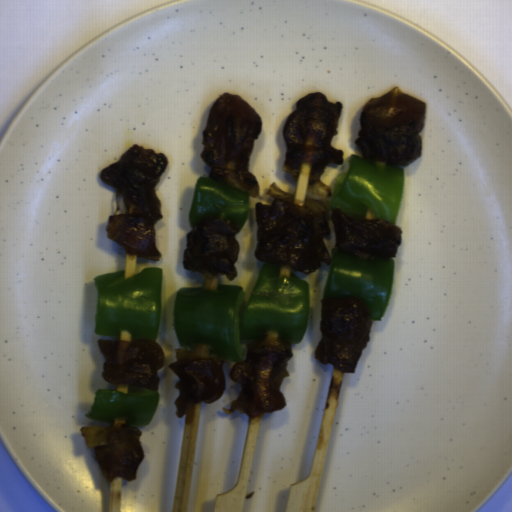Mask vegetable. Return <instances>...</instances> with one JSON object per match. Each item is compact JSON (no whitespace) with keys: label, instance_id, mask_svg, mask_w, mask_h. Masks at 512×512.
Segmentation results:
<instances>
[{"label":"vegetable","instance_id":"4","mask_svg":"<svg viewBox=\"0 0 512 512\" xmlns=\"http://www.w3.org/2000/svg\"><path fill=\"white\" fill-rule=\"evenodd\" d=\"M329 256L330 270L323 289V300L356 296L366 303L371 321H380L392 290L394 260L382 257L363 259L336 248Z\"/></svg>","mask_w":512,"mask_h":512},{"label":"vegetable","instance_id":"2","mask_svg":"<svg viewBox=\"0 0 512 512\" xmlns=\"http://www.w3.org/2000/svg\"><path fill=\"white\" fill-rule=\"evenodd\" d=\"M126 272L104 273L93 281L97 290L95 334L134 340L158 339L163 269L152 267L126 278Z\"/></svg>","mask_w":512,"mask_h":512},{"label":"vegetable","instance_id":"6","mask_svg":"<svg viewBox=\"0 0 512 512\" xmlns=\"http://www.w3.org/2000/svg\"><path fill=\"white\" fill-rule=\"evenodd\" d=\"M159 405V393L143 386H129L128 393L98 390L87 417L99 421L126 418L130 424L148 426Z\"/></svg>","mask_w":512,"mask_h":512},{"label":"vegetable","instance_id":"5","mask_svg":"<svg viewBox=\"0 0 512 512\" xmlns=\"http://www.w3.org/2000/svg\"><path fill=\"white\" fill-rule=\"evenodd\" d=\"M250 207L249 193L238 189L234 182L198 176L189 211V224L192 228L203 220L225 219L242 229Z\"/></svg>","mask_w":512,"mask_h":512},{"label":"vegetable","instance_id":"3","mask_svg":"<svg viewBox=\"0 0 512 512\" xmlns=\"http://www.w3.org/2000/svg\"><path fill=\"white\" fill-rule=\"evenodd\" d=\"M404 189L403 166L377 163L350 155L349 168L335 179L327 211L339 209L351 220H366L370 211L378 220L395 224Z\"/></svg>","mask_w":512,"mask_h":512},{"label":"vegetable","instance_id":"1","mask_svg":"<svg viewBox=\"0 0 512 512\" xmlns=\"http://www.w3.org/2000/svg\"><path fill=\"white\" fill-rule=\"evenodd\" d=\"M309 314V284L291 272L280 276L278 266L267 262L247 300L239 285L181 287L173 307L180 346L203 345L210 357L236 363L245 357L242 344L267 332L292 344L301 342Z\"/></svg>","mask_w":512,"mask_h":512}]
</instances>
